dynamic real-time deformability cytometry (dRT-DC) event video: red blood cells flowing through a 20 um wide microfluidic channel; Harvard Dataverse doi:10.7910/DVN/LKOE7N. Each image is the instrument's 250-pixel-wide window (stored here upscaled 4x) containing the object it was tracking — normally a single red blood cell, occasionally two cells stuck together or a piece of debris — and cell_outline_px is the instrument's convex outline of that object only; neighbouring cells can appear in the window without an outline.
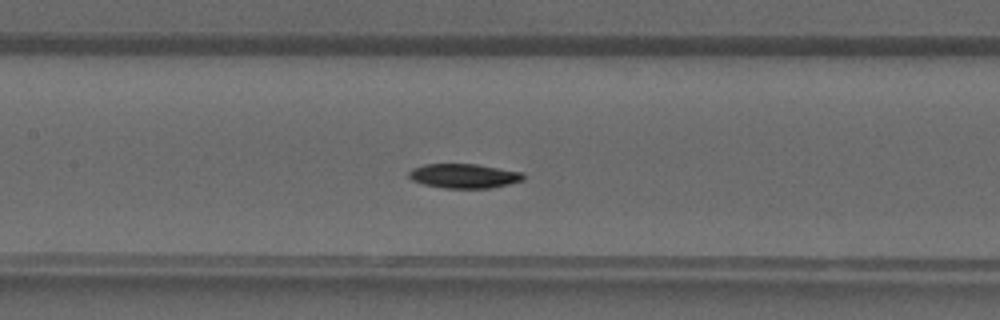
{"species": "common noctule bat (a hibernating species)", "species_latin": "Nyctalus noctula", "temperature_condition": "warm", "stored_images_in_passage": 34, "camera_frame_rate_fps": 3000, "um_per_image_px": 0.085, "animal": {"sex": "male", "forearm_length_mm": 52.5}, "frame": {"image": 1, "passage_image": 17, "time_ms": 5.333, "image_size_px": [1000, 320], "cell_outline_px": [[524, 180], [492, 188], [444, 188], [424, 184], [412, 180], [408, 176], [408, 172], [412, 168], [424, 164], [476, 164], [524, 172]], "centroid_in_image_um": [39.44, 14.95], "position_along_channel_um": 168.0, "area_um2": 16.36}}
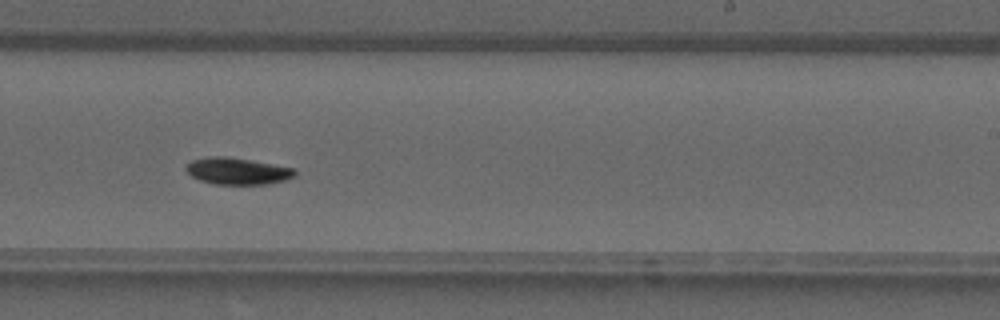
{"frame": {"image": 2, "passage_image": 23, "time_ms": 7.333, "image_size_px": [1000, 320], "cell_outline_px": [[296, 172], [292, 176], [284, 180], [268, 184], [212, 184], [200, 180], [192, 176], [184, 168], [192, 160], [208, 156], [228, 156], [296, 168]], "centroid_in_image_um": [20.16, 14.53], "position_along_channel_um": 268.8, "area_um2": 16.94}}
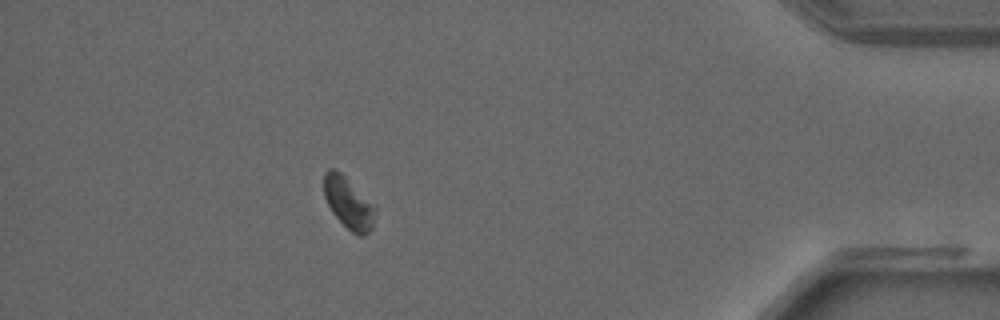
{"frame": {"image": 3, "passage_image": 34, "time_ms": 11.0, "image_size_px": [1000, 320], "cell_outline_px": [[376, 212], [372, 228], [364, 236], [360, 236], [352, 232], [332, 212], [324, 196], [324, 172], [328, 168], [336, 168], [376, 208]], "centroid_in_image_um": [29.6, 17.25], "position_along_channel_um": 405.6, "area_um2": 15.03}}